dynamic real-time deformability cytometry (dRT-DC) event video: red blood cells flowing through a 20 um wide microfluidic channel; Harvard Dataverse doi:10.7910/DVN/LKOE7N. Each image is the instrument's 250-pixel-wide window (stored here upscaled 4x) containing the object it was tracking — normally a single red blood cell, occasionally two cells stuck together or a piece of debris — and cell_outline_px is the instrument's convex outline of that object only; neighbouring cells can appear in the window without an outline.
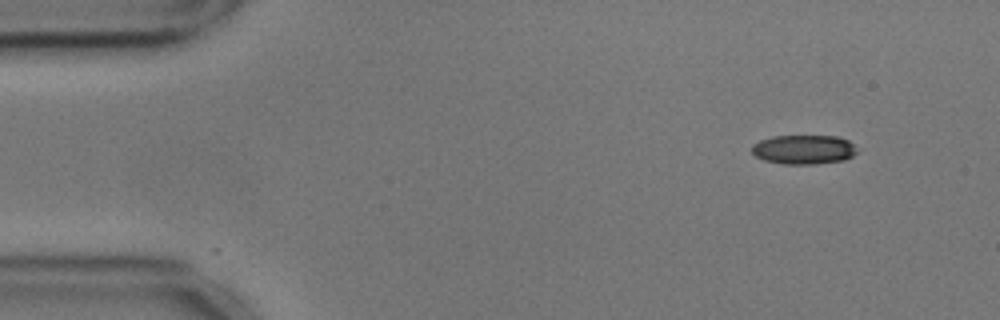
{"species": "common noctule bat (a hibernating species)", "species_latin": "Nyctalus noctula", "temperature_condition": "cold", "stored_images_in_passage": 29, "camera_frame_rate_fps": 3000, "um_per_image_px": 0.085, "animal": {"sex": "male", "body_mass_g": 17.9, "forearm_length_mm": 54.2}, "frame": {"image": 1, "passage_image": 1, "time_ms": 0.0, "image_size_px": [1000, 320], "cell_outline_px": [[856, 152], [852, 156], [844, 160], [816, 164], [784, 164], [764, 160], [756, 156], [752, 152], [752, 144], [760, 140], [772, 136], [836, 136], [848, 140], [852, 144]], "centroid_in_image_um": [68.29, 12.71], "position_along_channel_um": 16.7, "area_um2": 17.86}}
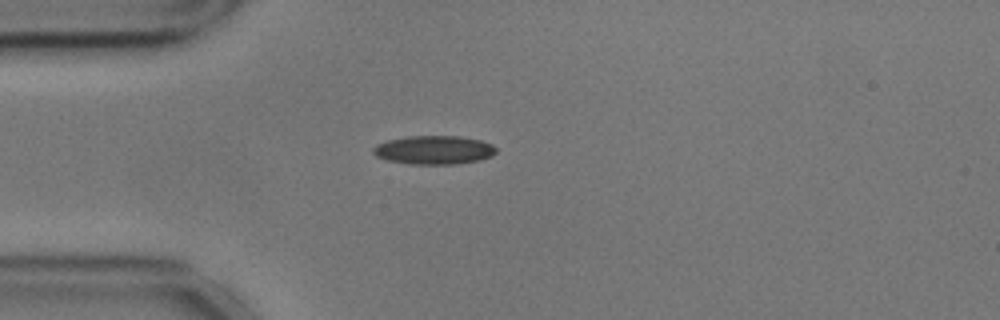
{"frame": {"image": 2, "passage_image": 10, "time_ms": 3.0, "image_size_px": [1000, 320], "cell_outline_px": [[496, 152], [492, 156], [480, 160], [456, 164], [412, 164], [388, 160], [376, 156], [372, 152], [372, 148], [376, 144], [388, 140], [408, 136], [460, 136], [480, 140], [492, 144], [496, 148]], "centroid_in_image_um": [36.89, 12.74], "position_along_channel_um": 48.1, "area_um2": 20.58}}
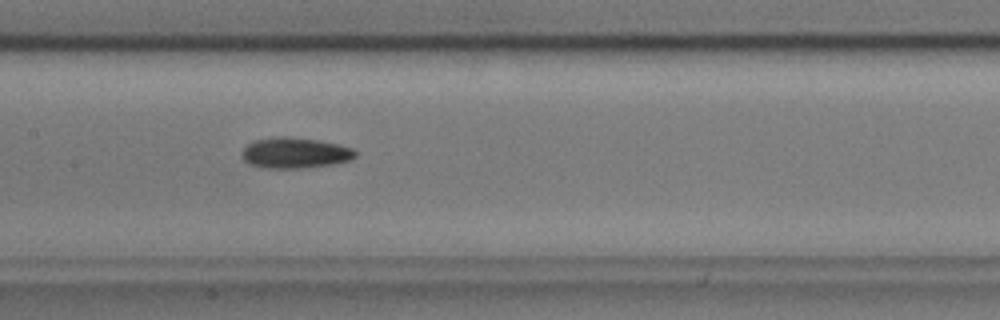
{"frame": {"image": 3, "passage_image": 22, "time_ms": 7.0, "image_size_px": [1000, 320], "cell_outline_px": [[356, 156], [348, 160], [336, 164], [300, 168], [268, 168], [252, 164], [244, 160], [244, 148], [248, 144], [256, 140], [280, 136], [284, 136], [316, 140], [340, 144], [352, 148], [356, 152]], "centroid_in_image_um": [25.13, 12.99], "position_along_channel_um": 182.3, "area_um2": 19.94}}